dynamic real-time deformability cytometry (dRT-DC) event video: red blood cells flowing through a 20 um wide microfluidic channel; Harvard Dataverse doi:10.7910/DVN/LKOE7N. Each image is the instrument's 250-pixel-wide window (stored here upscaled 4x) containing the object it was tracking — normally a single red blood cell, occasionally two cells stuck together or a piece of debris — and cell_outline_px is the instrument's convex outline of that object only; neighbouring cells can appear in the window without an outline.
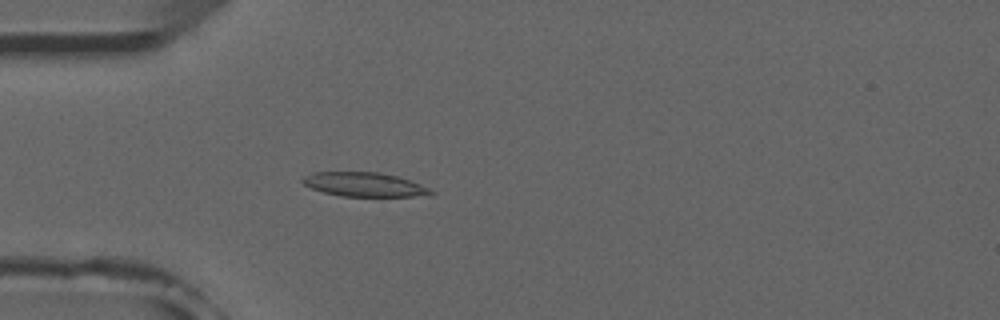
{"species": "common noctule bat (a hibernating species)", "species_latin": "Nyctalus noctula", "temperature_condition": "room temperature", "stored_images_in_passage": 51, "camera_frame_rate_fps": 3000, "um_per_image_px": 0.085, "animal": {"sex": "male", "forearm_length_mm": 52.5}, "frame": {"image": 1, "passage_image": 14, "time_ms": 4.333, "image_size_px": [1000, 320], "cell_outline_px": [[436, 192], [428, 196], [340, 196], [324, 192], [312, 188], [304, 184], [300, 180], [304, 176], [312, 172], [380, 172], [396, 176], [420, 184]], "centroid_in_image_um": [30.96, 15.68], "position_along_channel_um": 54.0, "area_um2": 17.98}}
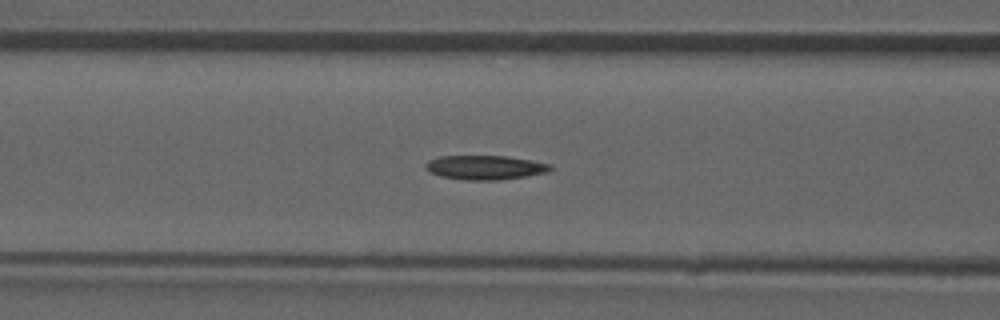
{"frame": {"image": 2, "passage_image": 20, "time_ms": 6.333, "image_size_px": [1000, 320], "cell_outline_px": [[552, 168], [548, 172], [500, 180], [464, 180], [440, 176], [428, 172], [424, 168], [424, 164], [428, 160], [440, 156], [508, 156], [532, 160], [552, 164]], "centroid_in_image_um": [41.2, 14.23], "position_along_channel_um": 125.4, "area_um2": 17.8}}
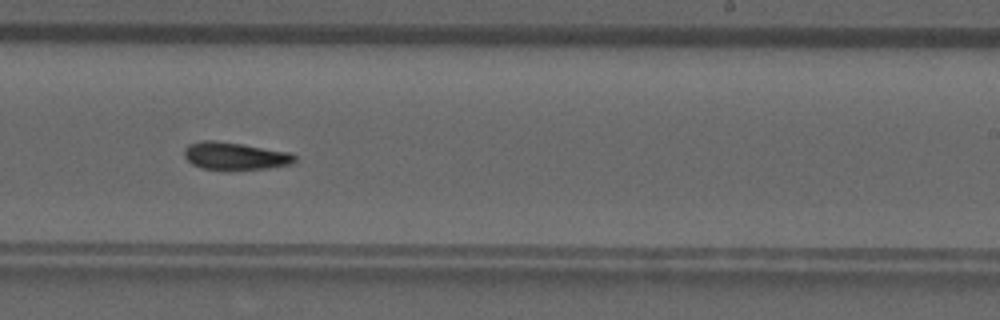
{"frame": {"image": 3, "passage_image": 31, "time_ms": 10.0, "image_size_px": [1000, 320], "cell_outline_px": [[296, 160], [292, 164], [268, 168], [228, 172], [200, 168], [192, 164], [184, 156], [184, 148], [188, 144], [200, 140], [212, 140], [240, 144], [292, 152], [296, 156]], "centroid_in_image_um": [19.96, 13.29], "position_along_channel_um": 269.0, "area_um2": 18.38}, "authors_computed_cell_mechanics": {"area_um2": 17.6868, "velocity_mm_per_s": 3.9234, "shape_relaxation_time_tau1_ms": 6.2594, "shape_relaxation_time_tau2_ms": 8.7094, "deformation_change_tau1": 0.1839, "deformation_change_tau2": 0.182}}